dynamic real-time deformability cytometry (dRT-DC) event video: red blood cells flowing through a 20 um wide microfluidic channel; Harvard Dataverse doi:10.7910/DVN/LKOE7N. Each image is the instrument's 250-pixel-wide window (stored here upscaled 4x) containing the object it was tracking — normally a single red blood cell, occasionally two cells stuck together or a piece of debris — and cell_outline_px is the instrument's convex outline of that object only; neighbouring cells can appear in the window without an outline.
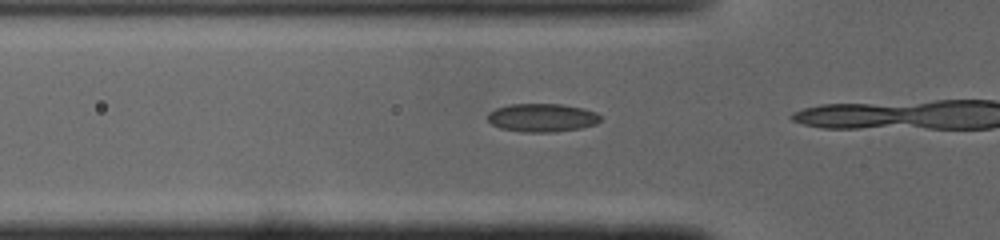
{"species": "common noctule bat (a hibernating species)", "species_latin": "Nyctalus noctula", "temperature_condition": "cold", "stored_images_in_passage": 8, "camera_frame_rate_fps": 3000, "um_per_image_px": 0.085, "animal": {"sex": "male", "body_mass_g": 19.0, "forearm_length_mm": 50.8}, "frame": {"image": 1, "passage_image": 7, "time_ms": 2.0, "image_size_px": [1000, 240], "cell_outline_px": [[600, 120], [596, 124], [580, 128], [552, 132], [524, 132], [500, 128], [492, 124], [488, 120], [488, 112], [496, 108], [508, 104], [560, 104], [580, 108], [596, 112], [600, 116]], "centroid_in_image_um": [46.05, 10.0], "position_along_channel_um": 79.8, "area_um2": 18.5}}